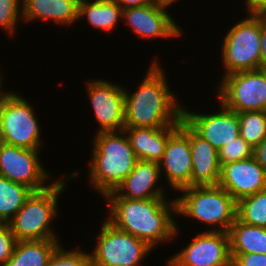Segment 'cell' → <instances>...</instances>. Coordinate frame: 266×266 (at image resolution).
<instances>
[{
    "label": "cell",
    "instance_id": "cell-1",
    "mask_svg": "<svg viewBox=\"0 0 266 266\" xmlns=\"http://www.w3.org/2000/svg\"><path fill=\"white\" fill-rule=\"evenodd\" d=\"M104 199L109 211L106 219L117 229L146 242L153 250L179 235L180 226L174 220L175 198L130 200L112 191Z\"/></svg>",
    "mask_w": 266,
    "mask_h": 266
},
{
    "label": "cell",
    "instance_id": "cell-2",
    "mask_svg": "<svg viewBox=\"0 0 266 266\" xmlns=\"http://www.w3.org/2000/svg\"><path fill=\"white\" fill-rule=\"evenodd\" d=\"M151 60L148 72L136 90L129 93L124 87L125 127L179 126L183 118V105H179L178 97L170 91L163 65L158 58Z\"/></svg>",
    "mask_w": 266,
    "mask_h": 266
},
{
    "label": "cell",
    "instance_id": "cell-3",
    "mask_svg": "<svg viewBox=\"0 0 266 266\" xmlns=\"http://www.w3.org/2000/svg\"><path fill=\"white\" fill-rule=\"evenodd\" d=\"M92 139L89 185L103 197L115 191L138 161L124 131L95 133Z\"/></svg>",
    "mask_w": 266,
    "mask_h": 266
},
{
    "label": "cell",
    "instance_id": "cell-4",
    "mask_svg": "<svg viewBox=\"0 0 266 266\" xmlns=\"http://www.w3.org/2000/svg\"><path fill=\"white\" fill-rule=\"evenodd\" d=\"M78 171L72 172L66 180L61 176L48 188L32 192L16 215L8 222L17 241L58 239L52 222L58 219V197L67 189L69 179L76 178ZM67 181V182H66ZM51 225V226H50Z\"/></svg>",
    "mask_w": 266,
    "mask_h": 266
},
{
    "label": "cell",
    "instance_id": "cell-5",
    "mask_svg": "<svg viewBox=\"0 0 266 266\" xmlns=\"http://www.w3.org/2000/svg\"><path fill=\"white\" fill-rule=\"evenodd\" d=\"M179 192L183 194L175 198L177 216L210 225L207 231L228 232L237 219V201L218 185L185 187Z\"/></svg>",
    "mask_w": 266,
    "mask_h": 266
},
{
    "label": "cell",
    "instance_id": "cell-6",
    "mask_svg": "<svg viewBox=\"0 0 266 266\" xmlns=\"http://www.w3.org/2000/svg\"><path fill=\"white\" fill-rule=\"evenodd\" d=\"M246 17L232 25L223 37L222 78L235 72L261 69L260 15Z\"/></svg>",
    "mask_w": 266,
    "mask_h": 266
},
{
    "label": "cell",
    "instance_id": "cell-7",
    "mask_svg": "<svg viewBox=\"0 0 266 266\" xmlns=\"http://www.w3.org/2000/svg\"><path fill=\"white\" fill-rule=\"evenodd\" d=\"M18 91H11L0 100V134L2 143L41 150V125L35 108Z\"/></svg>",
    "mask_w": 266,
    "mask_h": 266
},
{
    "label": "cell",
    "instance_id": "cell-8",
    "mask_svg": "<svg viewBox=\"0 0 266 266\" xmlns=\"http://www.w3.org/2000/svg\"><path fill=\"white\" fill-rule=\"evenodd\" d=\"M90 253L91 266H140L153 248L135 236L117 229L106 218Z\"/></svg>",
    "mask_w": 266,
    "mask_h": 266
},
{
    "label": "cell",
    "instance_id": "cell-9",
    "mask_svg": "<svg viewBox=\"0 0 266 266\" xmlns=\"http://www.w3.org/2000/svg\"><path fill=\"white\" fill-rule=\"evenodd\" d=\"M217 100L237 112L266 111V68L241 71L220 78Z\"/></svg>",
    "mask_w": 266,
    "mask_h": 266
},
{
    "label": "cell",
    "instance_id": "cell-10",
    "mask_svg": "<svg viewBox=\"0 0 266 266\" xmlns=\"http://www.w3.org/2000/svg\"><path fill=\"white\" fill-rule=\"evenodd\" d=\"M40 150H32L2 143L0 146V176L27 186L33 192L48 188L55 181L45 170L39 154ZM49 183V184H47Z\"/></svg>",
    "mask_w": 266,
    "mask_h": 266
},
{
    "label": "cell",
    "instance_id": "cell-11",
    "mask_svg": "<svg viewBox=\"0 0 266 266\" xmlns=\"http://www.w3.org/2000/svg\"><path fill=\"white\" fill-rule=\"evenodd\" d=\"M166 266H232L228 232H199L166 260Z\"/></svg>",
    "mask_w": 266,
    "mask_h": 266
},
{
    "label": "cell",
    "instance_id": "cell-12",
    "mask_svg": "<svg viewBox=\"0 0 266 266\" xmlns=\"http://www.w3.org/2000/svg\"><path fill=\"white\" fill-rule=\"evenodd\" d=\"M94 118L100 132H120L125 128L124 87L118 83L93 79L85 83Z\"/></svg>",
    "mask_w": 266,
    "mask_h": 266
},
{
    "label": "cell",
    "instance_id": "cell-13",
    "mask_svg": "<svg viewBox=\"0 0 266 266\" xmlns=\"http://www.w3.org/2000/svg\"><path fill=\"white\" fill-rule=\"evenodd\" d=\"M219 112L209 114L191 112L183 107V120L203 139L219 151L224 145L232 142L239 134L238 113L227 108L219 101Z\"/></svg>",
    "mask_w": 266,
    "mask_h": 266
},
{
    "label": "cell",
    "instance_id": "cell-14",
    "mask_svg": "<svg viewBox=\"0 0 266 266\" xmlns=\"http://www.w3.org/2000/svg\"><path fill=\"white\" fill-rule=\"evenodd\" d=\"M191 158L189 125L182 119L179 128L169 137L165 153L159 162L161 177H166L172 190L177 192L185 187H190Z\"/></svg>",
    "mask_w": 266,
    "mask_h": 266
},
{
    "label": "cell",
    "instance_id": "cell-15",
    "mask_svg": "<svg viewBox=\"0 0 266 266\" xmlns=\"http://www.w3.org/2000/svg\"><path fill=\"white\" fill-rule=\"evenodd\" d=\"M166 9L156 3L123 9L122 20L139 38H180L182 29Z\"/></svg>",
    "mask_w": 266,
    "mask_h": 266
},
{
    "label": "cell",
    "instance_id": "cell-16",
    "mask_svg": "<svg viewBox=\"0 0 266 266\" xmlns=\"http://www.w3.org/2000/svg\"><path fill=\"white\" fill-rule=\"evenodd\" d=\"M218 186L237 202L266 189V174L255 156L221 165Z\"/></svg>",
    "mask_w": 266,
    "mask_h": 266
},
{
    "label": "cell",
    "instance_id": "cell-17",
    "mask_svg": "<svg viewBox=\"0 0 266 266\" xmlns=\"http://www.w3.org/2000/svg\"><path fill=\"white\" fill-rule=\"evenodd\" d=\"M159 163L138 160L133 171L116 188L115 192L130 200L168 198L162 185Z\"/></svg>",
    "mask_w": 266,
    "mask_h": 266
},
{
    "label": "cell",
    "instance_id": "cell-18",
    "mask_svg": "<svg viewBox=\"0 0 266 266\" xmlns=\"http://www.w3.org/2000/svg\"><path fill=\"white\" fill-rule=\"evenodd\" d=\"M189 145L192 156L190 187L217 186L221 172L218 151L190 126Z\"/></svg>",
    "mask_w": 266,
    "mask_h": 266
},
{
    "label": "cell",
    "instance_id": "cell-19",
    "mask_svg": "<svg viewBox=\"0 0 266 266\" xmlns=\"http://www.w3.org/2000/svg\"><path fill=\"white\" fill-rule=\"evenodd\" d=\"M80 0H22L23 22L42 20L68 27L78 22Z\"/></svg>",
    "mask_w": 266,
    "mask_h": 266
},
{
    "label": "cell",
    "instance_id": "cell-20",
    "mask_svg": "<svg viewBox=\"0 0 266 266\" xmlns=\"http://www.w3.org/2000/svg\"><path fill=\"white\" fill-rule=\"evenodd\" d=\"M178 128L179 126L164 128L125 127L123 131L138 160L159 163L165 153L169 137Z\"/></svg>",
    "mask_w": 266,
    "mask_h": 266
},
{
    "label": "cell",
    "instance_id": "cell-21",
    "mask_svg": "<svg viewBox=\"0 0 266 266\" xmlns=\"http://www.w3.org/2000/svg\"><path fill=\"white\" fill-rule=\"evenodd\" d=\"M122 12L123 9L113 0H80L78 21L86 17L92 28L110 32L120 24Z\"/></svg>",
    "mask_w": 266,
    "mask_h": 266
},
{
    "label": "cell",
    "instance_id": "cell-22",
    "mask_svg": "<svg viewBox=\"0 0 266 266\" xmlns=\"http://www.w3.org/2000/svg\"><path fill=\"white\" fill-rule=\"evenodd\" d=\"M60 243V239L17 241L12 257L4 266H46Z\"/></svg>",
    "mask_w": 266,
    "mask_h": 266
},
{
    "label": "cell",
    "instance_id": "cell-23",
    "mask_svg": "<svg viewBox=\"0 0 266 266\" xmlns=\"http://www.w3.org/2000/svg\"><path fill=\"white\" fill-rule=\"evenodd\" d=\"M228 235L231 254H266V228L244 224L236 219Z\"/></svg>",
    "mask_w": 266,
    "mask_h": 266
},
{
    "label": "cell",
    "instance_id": "cell-24",
    "mask_svg": "<svg viewBox=\"0 0 266 266\" xmlns=\"http://www.w3.org/2000/svg\"><path fill=\"white\" fill-rule=\"evenodd\" d=\"M33 191L0 176V223H8Z\"/></svg>",
    "mask_w": 266,
    "mask_h": 266
},
{
    "label": "cell",
    "instance_id": "cell-25",
    "mask_svg": "<svg viewBox=\"0 0 266 266\" xmlns=\"http://www.w3.org/2000/svg\"><path fill=\"white\" fill-rule=\"evenodd\" d=\"M237 219L244 224L266 228V189L237 202Z\"/></svg>",
    "mask_w": 266,
    "mask_h": 266
},
{
    "label": "cell",
    "instance_id": "cell-26",
    "mask_svg": "<svg viewBox=\"0 0 266 266\" xmlns=\"http://www.w3.org/2000/svg\"><path fill=\"white\" fill-rule=\"evenodd\" d=\"M239 134L254 149L266 137V111L238 113Z\"/></svg>",
    "mask_w": 266,
    "mask_h": 266
},
{
    "label": "cell",
    "instance_id": "cell-27",
    "mask_svg": "<svg viewBox=\"0 0 266 266\" xmlns=\"http://www.w3.org/2000/svg\"><path fill=\"white\" fill-rule=\"evenodd\" d=\"M46 266H91L90 253L78 248L67 250L60 244Z\"/></svg>",
    "mask_w": 266,
    "mask_h": 266
},
{
    "label": "cell",
    "instance_id": "cell-28",
    "mask_svg": "<svg viewBox=\"0 0 266 266\" xmlns=\"http://www.w3.org/2000/svg\"><path fill=\"white\" fill-rule=\"evenodd\" d=\"M20 20L23 21L22 0H0V29L14 35Z\"/></svg>",
    "mask_w": 266,
    "mask_h": 266
},
{
    "label": "cell",
    "instance_id": "cell-29",
    "mask_svg": "<svg viewBox=\"0 0 266 266\" xmlns=\"http://www.w3.org/2000/svg\"><path fill=\"white\" fill-rule=\"evenodd\" d=\"M220 165L243 160L254 156V148L241 136L224 145L219 151Z\"/></svg>",
    "mask_w": 266,
    "mask_h": 266
},
{
    "label": "cell",
    "instance_id": "cell-30",
    "mask_svg": "<svg viewBox=\"0 0 266 266\" xmlns=\"http://www.w3.org/2000/svg\"><path fill=\"white\" fill-rule=\"evenodd\" d=\"M17 239L8 223H0V266H4L12 257Z\"/></svg>",
    "mask_w": 266,
    "mask_h": 266
},
{
    "label": "cell",
    "instance_id": "cell-31",
    "mask_svg": "<svg viewBox=\"0 0 266 266\" xmlns=\"http://www.w3.org/2000/svg\"><path fill=\"white\" fill-rule=\"evenodd\" d=\"M232 266H266V254H231Z\"/></svg>",
    "mask_w": 266,
    "mask_h": 266
},
{
    "label": "cell",
    "instance_id": "cell-32",
    "mask_svg": "<svg viewBox=\"0 0 266 266\" xmlns=\"http://www.w3.org/2000/svg\"><path fill=\"white\" fill-rule=\"evenodd\" d=\"M261 69L266 68V15H260Z\"/></svg>",
    "mask_w": 266,
    "mask_h": 266
},
{
    "label": "cell",
    "instance_id": "cell-33",
    "mask_svg": "<svg viewBox=\"0 0 266 266\" xmlns=\"http://www.w3.org/2000/svg\"><path fill=\"white\" fill-rule=\"evenodd\" d=\"M247 15H266V0H245Z\"/></svg>",
    "mask_w": 266,
    "mask_h": 266
},
{
    "label": "cell",
    "instance_id": "cell-34",
    "mask_svg": "<svg viewBox=\"0 0 266 266\" xmlns=\"http://www.w3.org/2000/svg\"><path fill=\"white\" fill-rule=\"evenodd\" d=\"M117 3L122 9L142 7L146 5L155 4V0H113Z\"/></svg>",
    "mask_w": 266,
    "mask_h": 266
},
{
    "label": "cell",
    "instance_id": "cell-35",
    "mask_svg": "<svg viewBox=\"0 0 266 266\" xmlns=\"http://www.w3.org/2000/svg\"><path fill=\"white\" fill-rule=\"evenodd\" d=\"M254 156L257 159L259 165L264 169V172L266 174V137L254 149Z\"/></svg>",
    "mask_w": 266,
    "mask_h": 266
},
{
    "label": "cell",
    "instance_id": "cell-36",
    "mask_svg": "<svg viewBox=\"0 0 266 266\" xmlns=\"http://www.w3.org/2000/svg\"><path fill=\"white\" fill-rule=\"evenodd\" d=\"M156 4L162 7H165L169 9V6H171L173 3L177 2L178 0H155ZM181 1V0H179Z\"/></svg>",
    "mask_w": 266,
    "mask_h": 266
},
{
    "label": "cell",
    "instance_id": "cell-37",
    "mask_svg": "<svg viewBox=\"0 0 266 266\" xmlns=\"http://www.w3.org/2000/svg\"><path fill=\"white\" fill-rule=\"evenodd\" d=\"M1 70V69H0ZM0 73H2V71H0ZM0 100L2 99V98H4L6 95H8L12 90H7V91H3V82H2V74H0Z\"/></svg>",
    "mask_w": 266,
    "mask_h": 266
},
{
    "label": "cell",
    "instance_id": "cell-38",
    "mask_svg": "<svg viewBox=\"0 0 266 266\" xmlns=\"http://www.w3.org/2000/svg\"><path fill=\"white\" fill-rule=\"evenodd\" d=\"M1 144H2V138H1V134H0V146H1Z\"/></svg>",
    "mask_w": 266,
    "mask_h": 266
}]
</instances>
